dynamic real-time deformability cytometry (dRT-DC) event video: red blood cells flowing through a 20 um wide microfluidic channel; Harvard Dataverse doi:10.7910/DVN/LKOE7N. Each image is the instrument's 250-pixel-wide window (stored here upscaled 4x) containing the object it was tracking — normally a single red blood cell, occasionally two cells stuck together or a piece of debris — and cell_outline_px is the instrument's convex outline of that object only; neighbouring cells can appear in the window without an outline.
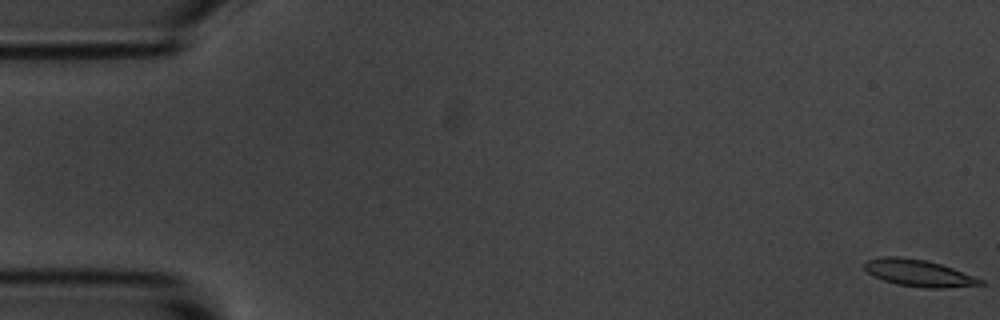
{"species": "common noctule bat (a hibernating species)", "species_latin": "Nyctalus noctula", "temperature_condition": "room temperature", "stored_images_in_passage": 5, "camera_frame_rate_fps": 3000, "um_per_image_px": 0.085, "animal": {"sex": "male", "body_mass_g": 20.1, "forearm_length_mm": 53.5}, "frame": {"image": 1, "passage_image": 1, "time_ms": 0.0, "image_size_px": [1000, 320], "cell_outline_px": [[984, 284], [944, 288], [928, 288], [896, 284], [884, 280], [868, 272], [864, 268], [864, 264], [868, 260], [884, 256], [896, 256], [924, 260], [940, 264], [952, 268], [984, 280]], "centroid_in_image_um": [78.09, 23.21], "position_along_channel_um": 6.9, "area_um2": 17.74}}
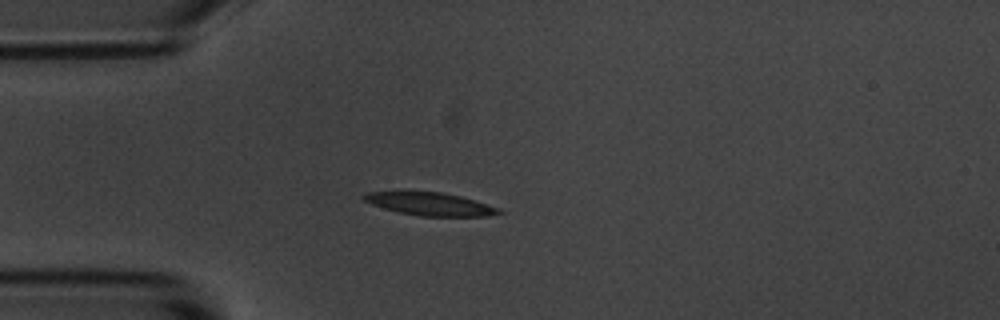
{"frame": {"image": 2, "passage_image": 5, "time_ms": 4.667, "image_size_px": [1000, 320], "cell_outline_px": [[504, 212], [484, 216], [420, 216], [400, 212], [384, 208], [372, 204], [364, 200], [360, 196], [368, 192], [440, 192], [460, 196], [496, 208]], "centroid_in_image_um": [36.5, 17.34], "position_along_channel_um": 48.5, "area_um2": 17.46}}